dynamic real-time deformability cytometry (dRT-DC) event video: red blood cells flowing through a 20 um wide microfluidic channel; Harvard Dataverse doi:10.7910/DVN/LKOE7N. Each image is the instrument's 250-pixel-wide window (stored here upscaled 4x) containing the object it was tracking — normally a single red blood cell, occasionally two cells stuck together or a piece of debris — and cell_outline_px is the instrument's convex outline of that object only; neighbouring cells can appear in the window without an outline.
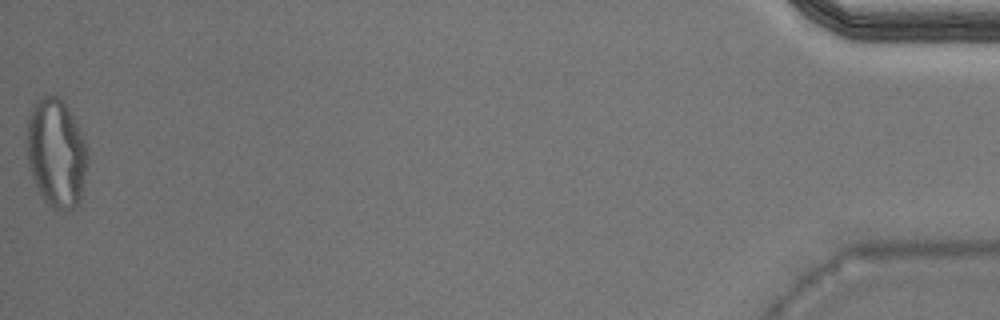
{"species": "Egyptian fruit bat (a non-hibernating species)", "species_latin": "Rousettus aegyptiacus", "temperature_condition": "warm", "stored_images_in_passage": 37, "camera_frame_rate_fps": 3000, "um_per_image_px": 0.085, "animal": {"sex": "male"}, "frame": {"image": 1, "passage_image": 37, "time_ms": 12.0, "image_size_px": [1000, 320], "cell_outline_px": [[88, 160], [80, 204], [72, 208], [52, 208], [44, 200], [32, 176], [28, 164], [24, 140], [28, 116], [32, 104], [44, 96], [56, 96], [68, 108], [84, 140], [88, 152]], "centroid_in_image_um": [4.75, 13.0], "position_along_channel_um": 430.5, "area_um2": 38.61}}